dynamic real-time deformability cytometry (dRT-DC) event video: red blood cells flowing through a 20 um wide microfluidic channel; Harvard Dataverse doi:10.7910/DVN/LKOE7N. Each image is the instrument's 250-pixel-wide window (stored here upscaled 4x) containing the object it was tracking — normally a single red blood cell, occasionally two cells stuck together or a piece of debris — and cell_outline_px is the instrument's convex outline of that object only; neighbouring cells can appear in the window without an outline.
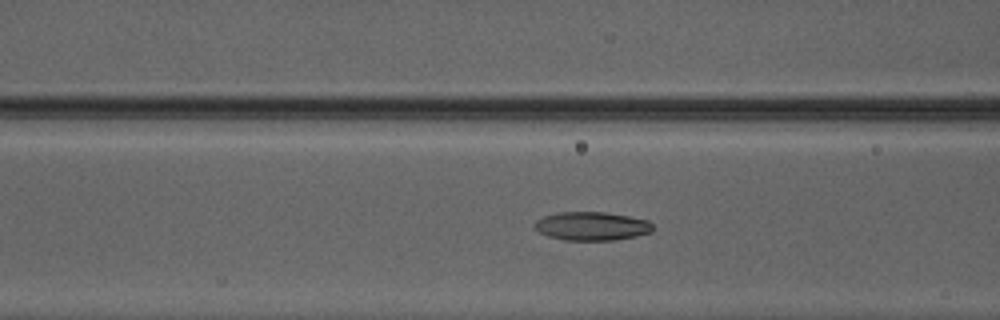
{"species": "Egyptian fruit bat (a non-hibernating species)", "species_latin": "Rousettus aegyptiacus", "temperature_condition": "warm", "stored_images_in_passage": 38, "camera_frame_rate_fps": 3000, "um_per_image_px": 0.085, "animal": {"sex": "male"}, "frame": {"image": 1, "passage_image": 8, "time_ms": 2.333, "image_size_px": [1000, 320], "cell_outline_px": [[656, 228], [652, 232], [636, 236], [612, 240], [564, 240], [548, 236], [540, 232], [536, 228], [536, 220], [544, 216], [560, 212], [604, 212], [628, 216], [648, 220]], "centroid_in_image_um": [50.35, 19.22], "position_along_channel_um": 116.2, "area_um2": 19.59}}
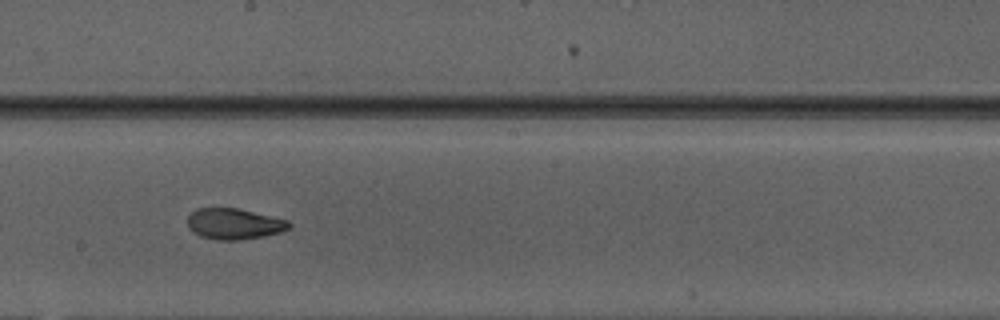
{"frame": {"image": 2, "passage_image": 16, "time_ms": 5.0, "image_size_px": [1000, 320], "cell_outline_px": [[292, 224], [288, 228], [280, 232], [264, 236], [240, 240], [216, 240], [200, 236], [192, 232], [188, 228], [188, 216], [196, 208], [236, 208], [288, 220]], "centroid_in_image_um": [19.87, 19.03], "position_along_channel_um": 228.3, "area_um2": 18.26}}
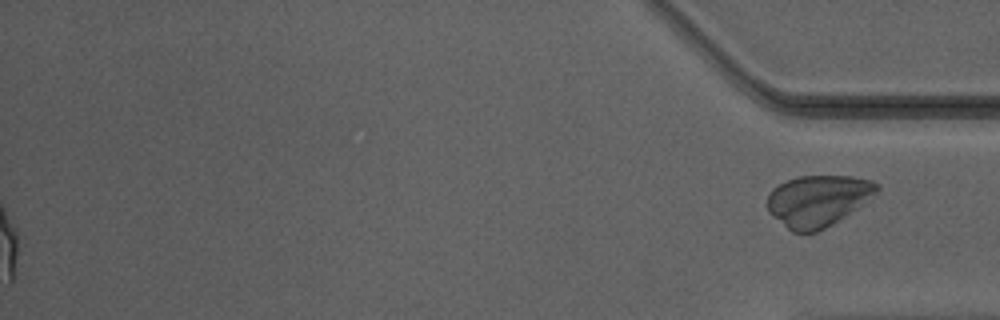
{"frame": {"image": 3, "passage_image": 38, "time_ms": 12.333, "image_size_px": [1000, 320], "cell_outline_px": [[880, 188], [876, 192], [856, 208], [844, 216], [824, 228], [816, 232], [792, 232], [772, 216], [768, 212], [768, 192], [772, 188], [784, 180], [800, 176], [852, 176], [872, 180], [880, 184]], "centroid_in_image_um": [69.48, 17.03], "position_along_channel_um": 365.7, "area_um2": 32.54}}